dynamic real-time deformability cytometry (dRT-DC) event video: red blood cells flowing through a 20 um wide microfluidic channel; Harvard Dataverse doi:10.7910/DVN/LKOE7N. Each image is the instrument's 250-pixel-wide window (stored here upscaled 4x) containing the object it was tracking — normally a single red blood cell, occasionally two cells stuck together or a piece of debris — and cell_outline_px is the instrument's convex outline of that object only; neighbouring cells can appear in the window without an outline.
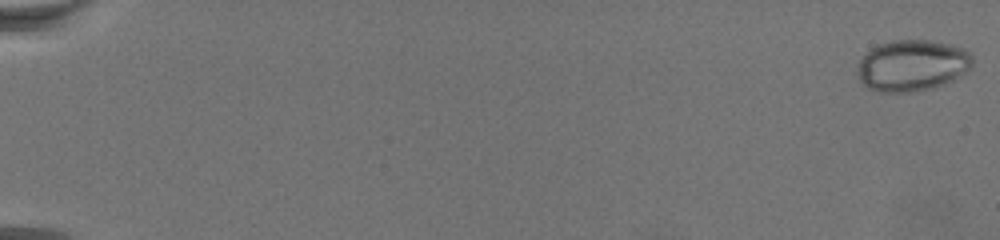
{"species": "common noctule bat (a hibernating species)", "species_latin": "Nyctalus noctula", "temperature_condition": "warm", "stored_images_in_passage": 74, "camera_frame_rate_fps": 3000, "um_per_image_px": 0.085, "animal": {"sex": "female", "body_mass_g": 19.5, "forearm_length_mm": 54.1}, "frame": {"image": 1, "passage_image": 1, "time_ms": 0.0, "image_size_px": [1000, 240], "cell_outline_px": [[972, 64], [960, 76], [936, 88], [916, 92], [880, 92], [868, 88], [860, 84], [856, 72], [860, 60], [872, 48], [880, 44], [892, 40], [928, 40], [948, 44], [964, 48], [972, 56]], "centroid_in_image_um": [77.5, 5.59], "position_along_channel_um": 7.5, "area_um2": 34.56}}
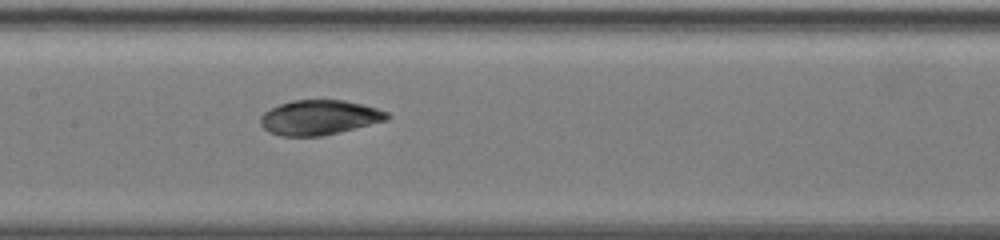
{"frame": {"image": 2, "passage_image": 40, "time_ms": 13.0, "image_size_px": [1000, 240], "cell_outline_px": [[392, 116], [388, 120], [320, 136], [280, 136], [268, 132], [260, 124], [260, 116], [264, 112], [280, 104], [292, 100], [344, 100], [376, 108], [388, 112]], "centroid_in_image_um": [27.12, 9.98], "position_along_channel_um": 180.3, "area_um2": 25.55}}
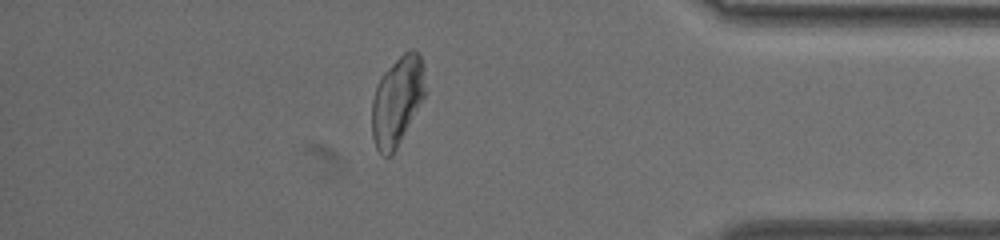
{"frame": {"image": 3, "passage_image": 65, "time_ms": 21.333, "image_size_px": [1000, 240], "cell_outline_px": [[428, 92], [392, 156], [384, 156], [376, 148], [372, 136], [372, 100], [376, 88], [384, 72], [408, 48], [412, 48], [420, 56], [424, 68]], "centroid_in_image_um": [33.8, 8.58], "position_along_channel_um": 401.4, "area_um2": 27.92}}